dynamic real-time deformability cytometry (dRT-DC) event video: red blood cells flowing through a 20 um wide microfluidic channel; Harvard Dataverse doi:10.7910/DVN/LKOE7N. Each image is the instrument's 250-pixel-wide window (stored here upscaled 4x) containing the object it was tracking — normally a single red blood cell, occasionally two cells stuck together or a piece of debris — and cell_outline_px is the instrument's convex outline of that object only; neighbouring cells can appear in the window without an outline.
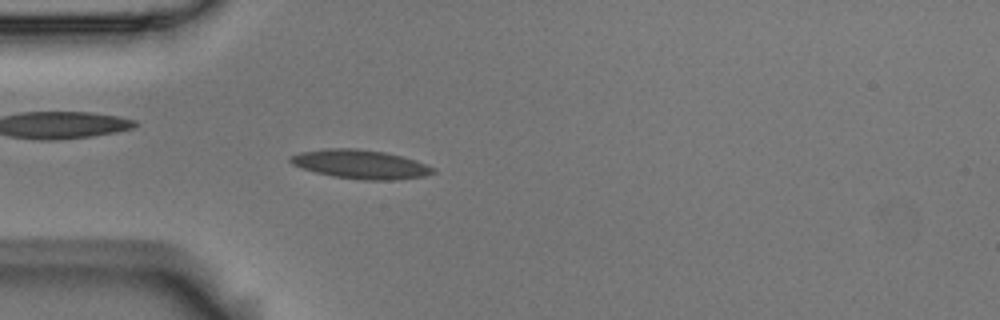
{"species": "Egyptian fruit bat (a non-hibernating species)", "species_latin": "Rousettus aegyptiacus", "temperature_condition": "room temperature", "stored_images_in_passage": 4, "camera_frame_rate_fps": 3000, "um_per_image_px": 0.085, "animal": {"sex": "male"}, "frame": {"image": 1, "passage_image": 4, "time_ms": 1.0, "image_size_px": [1000, 320], "cell_outline_px": [[436, 172], [424, 176], [396, 180], [364, 180], [332, 176], [316, 172], [292, 164], [288, 160], [292, 156], [300, 152], [328, 148], [356, 148], [384, 152], [416, 160], [436, 168]], "centroid_in_image_um": [30.68, 13.96], "position_along_channel_um": 54.3, "area_um2": 23.93}}